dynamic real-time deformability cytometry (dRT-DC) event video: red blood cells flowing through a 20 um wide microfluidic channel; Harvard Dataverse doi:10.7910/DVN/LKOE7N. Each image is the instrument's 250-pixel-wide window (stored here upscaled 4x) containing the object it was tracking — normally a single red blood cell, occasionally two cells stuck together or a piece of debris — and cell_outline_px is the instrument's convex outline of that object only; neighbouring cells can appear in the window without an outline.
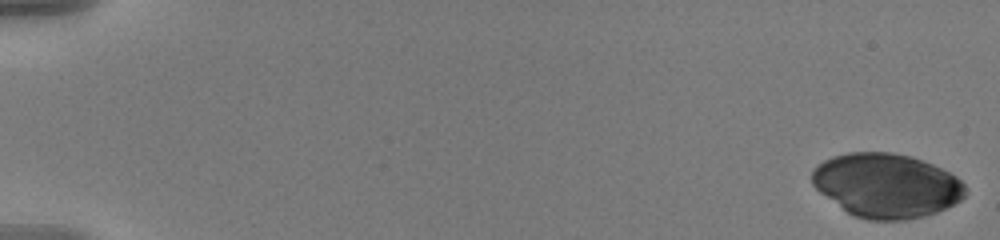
{"species": "human", "species_latin": "Homo sapiens", "temperature_condition": "warm", "stored_images_in_passage": 56, "camera_frame_rate_fps": 3000, "um_per_image_px": 0.085, "donor": {"sex": "male"}, "frame": {"image": 1, "passage_image": 1, "time_ms": 0.0, "image_size_px": [1000, 240], "cell_outline_px": [[968, 192], [960, 200], [936, 212], [924, 216], [904, 220], [868, 220], [856, 216], [848, 212], [820, 192], [812, 184], [812, 172], [824, 160], [832, 156], [848, 152], [892, 152], [912, 156], [932, 164], [956, 176], [964, 184]], "centroid_in_image_um": [75.36, 15.75], "position_along_channel_um": 9.6, "area_um2": 56.99}}
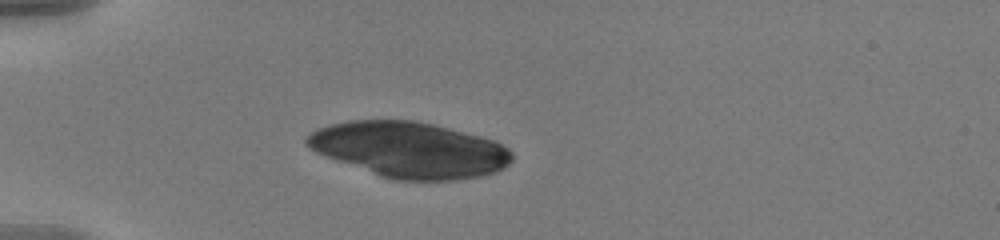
{"frame": {"image": 2, "passage_image": 17, "time_ms": 5.333, "image_size_px": [1000, 240], "cell_outline_px": [[512, 160], [504, 168], [496, 172], [480, 176], [456, 180], [396, 180], [380, 176], [336, 160], [316, 152], [308, 148], [304, 144], [304, 136], [320, 128], [332, 124], [348, 120], [416, 120], [480, 136], [492, 140], [508, 148], [512, 152]], "centroid_in_image_um": [34.79, 12.73], "position_along_channel_um": 50.2, "area_um2": 66.35}}